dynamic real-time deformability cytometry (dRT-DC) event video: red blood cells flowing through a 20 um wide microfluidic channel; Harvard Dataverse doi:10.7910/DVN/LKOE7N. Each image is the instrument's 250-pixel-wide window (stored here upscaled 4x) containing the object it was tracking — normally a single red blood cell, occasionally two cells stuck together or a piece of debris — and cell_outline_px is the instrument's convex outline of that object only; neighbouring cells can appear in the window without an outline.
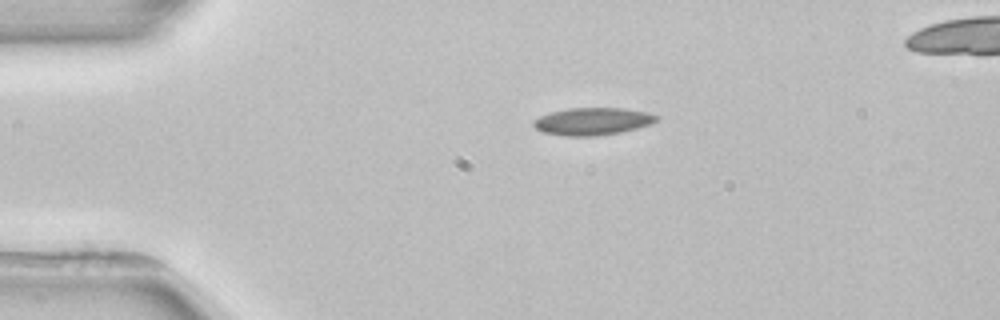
{"species": "common noctule bat (a hibernating species)", "species_latin": "Nyctalus noctula", "temperature_condition": "room temperature", "stored_images_in_passage": 2, "camera_frame_rate_fps": 3000, "um_per_image_px": 0.085, "animal": {"sex": "female", "body_mass_g": 22.7, "forearm_length_mm": 54.2}, "frame": {"image": 1, "passage_image": 1, "time_ms": 0.0, "image_size_px": [1000, 320], "cell_outline_px": [[660, 120], [652, 124], [620, 132], [596, 136], [564, 136], [540, 132], [532, 124], [532, 120], [540, 116], [552, 112], [568, 108], [624, 108], [648, 112], [660, 116]], "centroid_in_image_um": [50.39, 10.31], "position_along_channel_um": 34.6, "area_um2": 19.88}}